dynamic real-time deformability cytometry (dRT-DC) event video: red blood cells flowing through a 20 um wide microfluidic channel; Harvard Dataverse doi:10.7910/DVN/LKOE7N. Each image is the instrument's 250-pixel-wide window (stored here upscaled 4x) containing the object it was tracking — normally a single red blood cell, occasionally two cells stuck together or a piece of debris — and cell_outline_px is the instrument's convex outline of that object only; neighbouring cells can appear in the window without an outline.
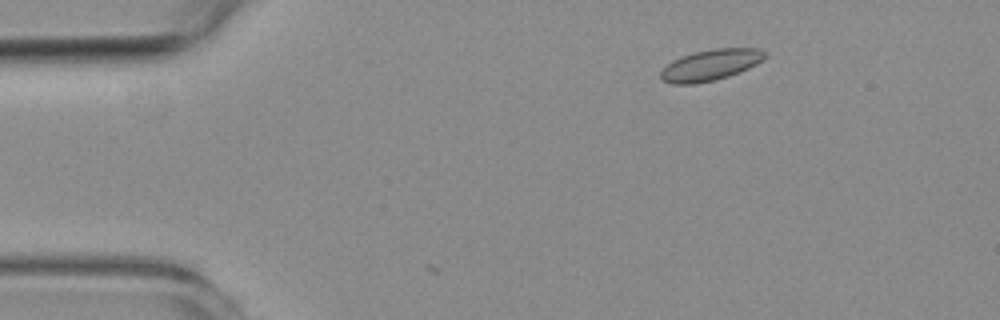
{"species": "common noctule bat (a hibernating species)", "species_latin": "Nyctalus noctula", "temperature_condition": "room temperature", "stored_images_in_passage": 7, "camera_frame_rate_fps": 3000, "um_per_image_px": 0.085, "animal": {"sex": "female", "body_mass_g": 19.3, "forearm_length_mm": 54.1}, "frame": {"image": 1, "passage_image": 7, "time_ms": 2.0, "image_size_px": [1000, 320], "cell_outline_px": [[768, 56], [764, 60], [740, 72], [716, 80], [696, 84], [672, 84], [660, 80], [660, 72], [672, 60], [692, 52], [716, 48], [756, 48], [768, 52]], "centroid_in_image_um": [60.41, 5.52], "position_along_channel_um": 24.6, "area_um2": 19.13}}